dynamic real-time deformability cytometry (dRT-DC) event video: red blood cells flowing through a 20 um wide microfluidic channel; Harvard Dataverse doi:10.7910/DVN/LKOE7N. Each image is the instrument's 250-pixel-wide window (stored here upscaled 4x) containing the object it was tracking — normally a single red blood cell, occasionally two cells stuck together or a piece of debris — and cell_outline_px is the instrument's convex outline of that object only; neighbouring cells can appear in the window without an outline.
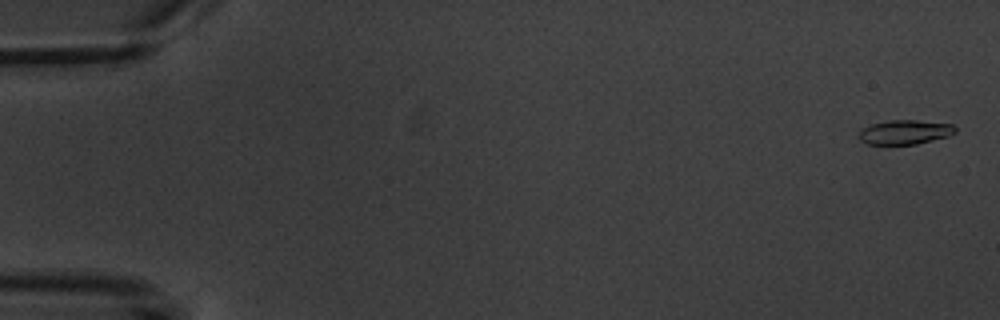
{"species": "common noctule bat (a hibernating species)", "species_latin": "Nyctalus noctula", "temperature_condition": "warm", "stored_images_in_passage": 6, "camera_frame_rate_fps": 3000, "um_per_image_px": 0.085, "animal": {"sex": "male", "body_mass_g": 20.1, "forearm_length_mm": 53.5}, "frame": {"image": 1, "passage_image": 1, "time_ms": 0.0, "image_size_px": [1000, 320], "cell_outline_px": [[956, 132], [948, 136], [916, 144], [868, 144], [860, 140], [860, 132], [864, 128], [872, 124], [888, 120], [916, 120], [952, 124], [956, 128]], "centroid_in_image_um": [76.94, 11.22], "position_along_channel_um": 8.1, "area_um2": 13.47}}
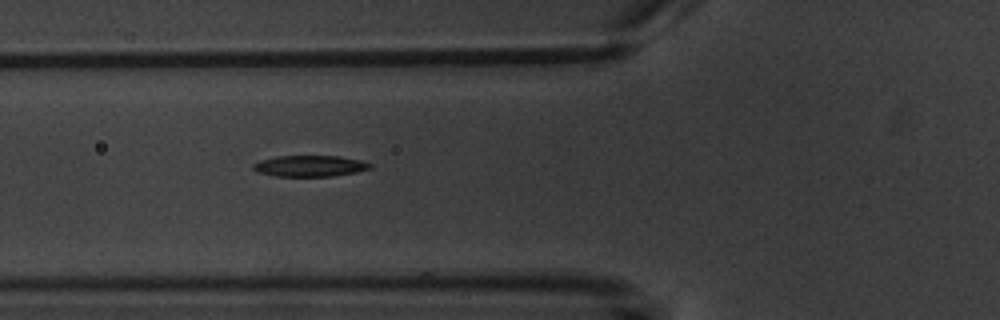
{"frame": {"image": 2, "passage_image": 6, "time_ms": 6.667, "image_size_px": [1000, 320], "cell_outline_px": [[372, 168], [356, 172], [332, 176], [276, 176], [256, 172], [252, 168], [252, 164], [260, 160], [276, 156], [336, 156], [360, 160], [372, 164]], "centroid_in_image_um": [26.3, 14.11], "position_along_channel_um": 99.5, "area_um2": 14.39}}